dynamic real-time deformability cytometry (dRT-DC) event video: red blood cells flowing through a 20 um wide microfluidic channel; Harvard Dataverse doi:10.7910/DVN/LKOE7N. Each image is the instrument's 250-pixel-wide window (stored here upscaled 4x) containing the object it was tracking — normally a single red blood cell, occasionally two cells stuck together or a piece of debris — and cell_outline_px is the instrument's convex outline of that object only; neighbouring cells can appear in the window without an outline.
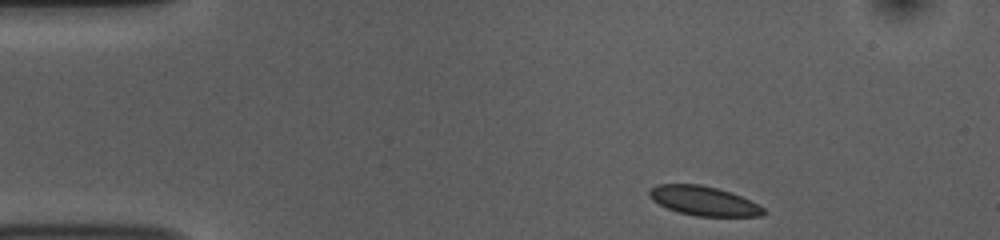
{"species": "common noctule bat (a hibernating species)", "species_latin": "Nyctalus noctula", "temperature_condition": "room temperature", "stored_images_in_passage": 46, "camera_frame_rate_fps": 3000, "um_per_image_px": 0.085, "animal": {"sex": "female", "body_mass_g": 10.0, "forearm_length_mm": 53.1}, "frame": {"image": 1, "passage_image": 1, "time_ms": 0.0, "image_size_px": [1000, 240], "cell_outline_px": [[768, 212], [764, 216], [696, 216], [680, 212], [668, 208], [652, 200], [648, 196], [648, 192], [656, 184], [700, 184], [732, 192], [764, 208]], "centroid_in_image_um": [59.82, 17.07], "position_along_channel_um": 25.2, "area_um2": 19.42}}
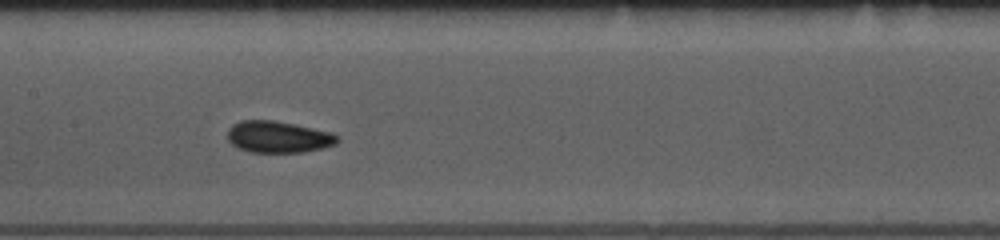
{"frame": {"image": 2, "passage_image": 19, "time_ms": 6.0, "image_size_px": [1000, 240], "cell_outline_px": [[340, 140], [336, 144], [324, 148], [304, 152], [252, 152], [240, 148], [232, 144], [228, 140], [228, 128], [232, 124], [240, 120], [272, 120], [332, 132], [340, 136]], "centroid_in_image_um": [23.68, 11.64], "position_along_channel_um": 183.7, "area_um2": 20.29}}
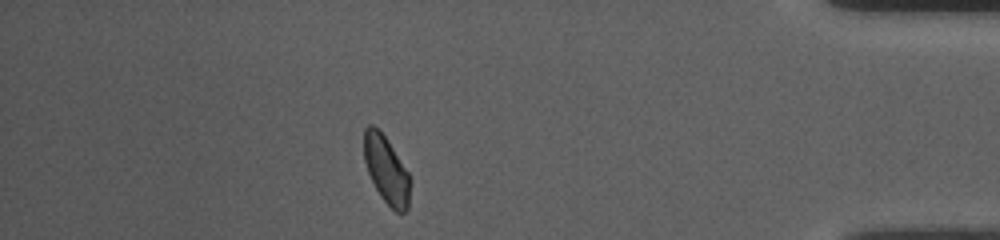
{"frame": {"image": 3, "passage_image": 40, "time_ms": 13.0, "image_size_px": [1000, 240], "cell_outline_px": [[408, 208], [404, 212], [396, 212], [384, 200], [376, 188], [368, 172], [364, 160], [364, 128], [368, 124], [372, 124], [384, 136], [408, 172]], "centroid_in_image_um": [32.8, 14.41], "position_along_channel_um": 402.4, "area_um2": 17.4}, "authors_computed_cell_mechanics": {"area_um2": 19.4208, "velocity_mm_per_s": 3.7212, "shape_relaxation_time_tau1_ms": 4.3181, "shape_relaxation_time_tau2_ms": 1.938, "deformation_change_tau1": 0.0708, "deformation_change_tau2": 0.0718}}